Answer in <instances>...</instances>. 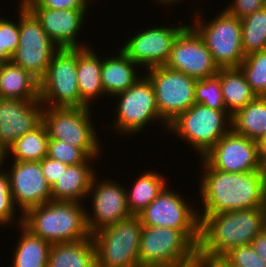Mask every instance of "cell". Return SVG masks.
Wrapping results in <instances>:
<instances>
[{"label": "cell", "instance_id": "obj_1", "mask_svg": "<svg viewBox=\"0 0 266 267\" xmlns=\"http://www.w3.org/2000/svg\"><path fill=\"white\" fill-rule=\"evenodd\" d=\"M199 161L203 170L199 180L203 209H197L199 217L266 206L261 170L230 173L213 169L203 158Z\"/></svg>", "mask_w": 266, "mask_h": 267}, {"label": "cell", "instance_id": "obj_2", "mask_svg": "<svg viewBox=\"0 0 266 267\" xmlns=\"http://www.w3.org/2000/svg\"><path fill=\"white\" fill-rule=\"evenodd\" d=\"M198 258L221 259L237 246L250 245L266 228V206L200 216Z\"/></svg>", "mask_w": 266, "mask_h": 267}, {"label": "cell", "instance_id": "obj_3", "mask_svg": "<svg viewBox=\"0 0 266 267\" xmlns=\"http://www.w3.org/2000/svg\"><path fill=\"white\" fill-rule=\"evenodd\" d=\"M22 225L50 244L91 236L86 225V208L80 202L51 200L32 207L22 215Z\"/></svg>", "mask_w": 266, "mask_h": 267}, {"label": "cell", "instance_id": "obj_4", "mask_svg": "<svg viewBox=\"0 0 266 267\" xmlns=\"http://www.w3.org/2000/svg\"><path fill=\"white\" fill-rule=\"evenodd\" d=\"M200 230L143 226L139 267H192L198 259Z\"/></svg>", "mask_w": 266, "mask_h": 267}, {"label": "cell", "instance_id": "obj_5", "mask_svg": "<svg viewBox=\"0 0 266 267\" xmlns=\"http://www.w3.org/2000/svg\"><path fill=\"white\" fill-rule=\"evenodd\" d=\"M143 224L133 216L91 234L97 267H139V247Z\"/></svg>", "mask_w": 266, "mask_h": 267}, {"label": "cell", "instance_id": "obj_6", "mask_svg": "<svg viewBox=\"0 0 266 267\" xmlns=\"http://www.w3.org/2000/svg\"><path fill=\"white\" fill-rule=\"evenodd\" d=\"M197 12L191 27L204 41L218 68L239 67L245 58L241 19L223 9L215 18L206 22Z\"/></svg>", "mask_w": 266, "mask_h": 267}, {"label": "cell", "instance_id": "obj_7", "mask_svg": "<svg viewBox=\"0 0 266 267\" xmlns=\"http://www.w3.org/2000/svg\"><path fill=\"white\" fill-rule=\"evenodd\" d=\"M91 107H44L42 122L49 139L80 148L88 157H99L101 141L92 120ZM93 123V124H92Z\"/></svg>", "mask_w": 266, "mask_h": 267}, {"label": "cell", "instance_id": "obj_8", "mask_svg": "<svg viewBox=\"0 0 266 267\" xmlns=\"http://www.w3.org/2000/svg\"><path fill=\"white\" fill-rule=\"evenodd\" d=\"M230 129L231 115L227 111L195 103L171 122L167 130L191 145L202 158Z\"/></svg>", "mask_w": 266, "mask_h": 267}, {"label": "cell", "instance_id": "obj_9", "mask_svg": "<svg viewBox=\"0 0 266 267\" xmlns=\"http://www.w3.org/2000/svg\"><path fill=\"white\" fill-rule=\"evenodd\" d=\"M39 100L44 107H80L77 48H62L39 80Z\"/></svg>", "mask_w": 266, "mask_h": 267}, {"label": "cell", "instance_id": "obj_10", "mask_svg": "<svg viewBox=\"0 0 266 267\" xmlns=\"http://www.w3.org/2000/svg\"><path fill=\"white\" fill-rule=\"evenodd\" d=\"M113 97L119 100L115 108V121L109 125L119 135L133 136L144 130L149 123L160 120V124L163 122L164 128L168 129V125L159 116L152 83L145 75L127 90Z\"/></svg>", "mask_w": 266, "mask_h": 267}, {"label": "cell", "instance_id": "obj_11", "mask_svg": "<svg viewBox=\"0 0 266 267\" xmlns=\"http://www.w3.org/2000/svg\"><path fill=\"white\" fill-rule=\"evenodd\" d=\"M18 4L19 46L11 61L40 80L60 48L49 38L34 14L23 3Z\"/></svg>", "mask_w": 266, "mask_h": 267}, {"label": "cell", "instance_id": "obj_12", "mask_svg": "<svg viewBox=\"0 0 266 267\" xmlns=\"http://www.w3.org/2000/svg\"><path fill=\"white\" fill-rule=\"evenodd\" d=\"M146 71L144 75L151 81L155 91L159 116L167 125L196 103L197 79L166 66H155Z\"/></svg>", "mask_w": 266, "mask_h": 267}, {"label": "cell", "instance_id": "obj_13", "mask_svg": "<svg viewBox=\"0 0 266 267\" xmlns=\"http://www.w3.org/2000/svg\"><path fill=\"white\" fill-rule=\"evenodd\" d=\"M213 169L230 173L261 170L260 143L230 129L203 157Z\"/></svg>", "mask_w": 266, "mask_h": 267}, {"label": "cell", "instance_id": "obj_14", "mask_svg": "<svg viewBox=\"0 0 266 267\" xmlns=\"http://www.w3.org/2000/svg\"><path fill=\"white\" fill-rule=\"evenodd\" d=\"M179 25V26H177ZM168 27L156 25L144 28L130 36L120 49L136 64L145 70L164 66L169 59L172 45L178 34L187 26L183 23Z\"/></svg>", "mask_w": 266, "mask_h": 267}, {"label": "cell", "instance_id": "obj_15", "mask_svg": "<svg viewBox=\"0 0 266 267\" xmlns=\"http://www.w3.org/2000/svg\"><path fill=\"white\" fill-rule=\"evenodd\" d=\"M164 66L197 80L214 76L219 71L204 41L189 24L174 40Z\"/></svg>", "mask_w": 266, "mask_h": 267}, {"label": "cell", "instance_id": "obj_16", "mask_svg": "<svg viewBox=\"0 0 266 267\" xmlns=\"http://www.w3.org/2000/svg\"><path fill=\"white\" fill-rule=\"evenodd\" d=\"M96 176L92 179L88 192L91 195L87 196H92L91 202H93L92 215L86 210V225L90 234L131 216L127 204L126 187L111 179L97 181Z\"/></svg>", "mask_w": 266, "mask_h": 267}, {"label": "cell", "instance_id": "obj_17", "mask_svg": "<svg viewBox=\"0 0 266 267\" xmlns=\"http://www.w3.org/2000/svg\"><path fill=\"white\" fill-rule=\"evenodd\" d=\"M167 185L138 215L143 226L169 227L175 230H200L198 210ZM187 202V203H186Z\"/></svg>", "mask_w": 266, "mask_h": 267}, {"label": "cell", "instance_id": "obj_18", "mask_svg": "<svg viewBox=\"0 0 266 267\" xmlns=\"http://www.w3.org/2000/svg\"><path fill=\"white\" fill-rule=\"evenodd\" d=\"M7 169L13 203L23 215L28 209L53 200L52 188L43 174L40 161H11Z\"/></svg>", "mask_w": 266, "mask_h": 267}, {"label": "cell", "instance_id": "obj_19", "mask_svg": "<svg viewBox=\"0 0 266 267\" xmlns=\"http://www.w3.org/2000/svg\"><path fill=\"white\" fill-rule=\"evenodd\" d=\"M40 100L0 98V144L7 150L16 139L42 123Z\"/></svg>", "mask_w": 266, "mask_h": 267}, {"label": "cell", "instance_id": "obj_20", "mask_svg": "<svg viewBox=\"0 0 266 267\" xmlns=\"http://www.w3.org/2000/svg\"><path fill=\"white\" fill-rule=\"evenodd\" d=\"M38 19L49 38L60 48H83V42H77L84 25L83 21L89 9H49L27 7ZM80 43V44H79Z\"/></svg>", "mask_w": 266, "mask_h": 267}, {"label": "cell", "instance_id": "obj_21", "mask_svg": "<svg viewBox=\"0 0 266 267\" xmlns=\"http://www.w3.org/2000/svg\"><path fill=\"white\" fill-rule=\"evenodd\" d=\"M99 157H89L84 163L68 165L58 181L52 187L54 201L80 202L87 199L92 179L97 174L91 162ZM91 160V161H90Z\"/></svg>", "mask_w": 266, "mask_h": 267}, {"label": "cell", "instance_id": "obj_22", "mask_svg": "<svg viewBox=\"0 0 266 267\" xmlns=\"http://www.w3.org/2000/svg\"><path fill=\"white\" fill-rule=\"evenodd\" d=\"M102 59L90 47L77 48V77L80 93V107H90V103L105 96L102 87ZM100 95V96H99Z\"/></svg>", "mask_w": 266, "mask_h": 267}, {"label": "cell", "instance_id": "obj_23", "mask_svg": "<svg viewBox=\"0 0 266 267\" xmlns=\"http://www.w3.org/2000/svg\"><path fill=\"white\" fill-rule=\"evenodd\" d=\"M134 63L121 49L116 56L104 58L101 65L102 87L105 95L112 97L127 90L143 76H139Z\"/></svg>", "mask_w": 266, "mask_h": 267}, {"label": "cell", "instance_id": "obj_24", "mask_svg": "<svg viewBox=\"0 0 266 267\" xmlns=\"http://www.w3.org/2000/svg\"><path fill=\"white\" fill-rule=\"evenodd\" d=\"M0 98L39 100V80L12 61L0 63Z\"/></svg>", "mask_w": 266, "mask_h": 267}, {"label": "cell", "instance_id": "obj_25", "mask_svg": "<svg viewBox=\"0 0 266 267\" xmlns=\"http://www.w3.org/2000/svg\"><path fill=\"white\" fill-rule=\"evenodd\" d=\"M47 267H97L91 236L80 241L51 244Z\"/></svg>", "mask_w": 266, "mask_h": 267}, {"label": "cell", "instance_id": "obj_26", "mask_svg": "<svg viewBox=\"0 0 266 267\" xmlns=\"http://www.w3.org/2000/svg\"><path fill=\"white\" fill-rule=\"evenodd\" d=\"M15 224L20 229V238L13 254L11 267H47L51 244L33 235L22 225V215Z\"/></svg>", "mask_w": 266, "mask_h": 267}, {"label": "cell", "instance_id": "obj_27", "mask_svg": "<svg viewBox=\"0 0 266 267\" xmlns=\"http://www.w3.org/2000/svg\"><path fill=\"white\" fill-rule=\"evenodd\" d=\"M231 129L261 143L266 137V97H256L231 116Z\"/></svg>", "mask_w": 266, "mask_h": 267}, {"label": "cell", "instance_id": "obj_28", "mask_svg": "<svg viewBox=\"0 0 266 267\" xmlns=\"http://www.w3.org/2000/svg\"><path fill=\"white\" fill-rule=\"evenodd\" d=\"M219 81L227 112L231 116L257 97L239 67L220 68Z\"/></svg>", "mask_w": 266, "mask_h": 267}, {"label": "cell", "instance_id": "obj_29", "mask_svg": "<svg viewBox=\"0 0 266 267\" xmlns=\"http://www.w3.org/2000/svg\"><path fill=\"white\" fill-rule=\"evenodd\" d=\"M164 175L158 171L148 170L141 173L133 182L132 187H126L127 204L130 214L138 216L168 185ZM129 190V191H128Z\"/></svg>", "mask_w": 266, "mask_h": 267}, {"label": "cell", "instance_id": "obj_30", "mask_svg": "<svg viewBox=\"0 0 266 267\" xmlns=\"http://www.w3.org/2000/svg\"><path fill=\"white\" fill-rule=\"evenodd\" d=\"M48 132L43 122L31 132L26 133L8 147L7 158L13 161H41L47 156ZM14 157V158H13Z\"/></svg>", "mask_w": 266, "mask_h": 267}, {"label": "cell", "instance_id": "obj_31", "mask_svg": "<svg viewBox=\"0 0 266 267\" xmlns=\"http://www.w3.org/2000/svg\"><path fill=\"white\" fill-rule=\"evenodd\" d=\"M242 47L246 55L266 50V6L241 19Z\"/></svg>", "mask_w": 266, "mask_h": 267}, {"label": "cell", "instance_id": "obj_32", "mask_svg": "<svg viewBox=\"0 0 266 267\" xmlns=\"http://www.w3.org/2000/svg\"><path fill=\"white\" fill-rule=\"evenodd\" d=\"M239 68L252 91L258 97H266V50L246 55Z\"/></svg>", "mask_w": 266, "mask_h": 267}, {"label": "cell", "instance_id": "obj_33", "mask_svg": "<svg viewBox=\"0 0 266 267\" xmlns=\"http://www.w3.org/2000/svg\"><path fill=\"white\" fill-rule=\"evenodd\" d=\"M195 102L214 110L227 111L219 81V71L214 76L196 81Z\"/></svg>", "mask_w": 266, "mask_h": 267}, {"label": "cell", "instance_id": "obj_34", "mask_svg": "<svg viewBox=\"0 0 266 267\" xmlns=\"http://www.w3.org/2000/svg\"><path fill=\"white\" fill-rule=\"evenodd\" d=\"M19 46V22L0 17V62L11 61Z\"/></svg>", "mask_w": 266, "mask_h": 267}, {"label": "cell", "instance_id": "obj_35", "mask_svg": "<svg viewBox=\"0 0 266 267\" xmlns=\"http://www.w3.org/2000/svg\"><path fill=\"white\" fill-rule=\"evenodd\" d=\"M47 156L66 165L82 164L89 158L80 148L55 139L48 140Z\"/></svg>", "mask_w": 266, "mask_h": 267}, {"label": "cell", "instance_id": "obj_36", "mask_svg": "<svg viewBox=\"0 0 266 267\" xmlns=\"http://www.w3.org/2000/svg\"><path fill=\"white\" fill-rule=\"evenodd\" d=\"M221 260L229 267H266V263L255 253L251 245L237 246Z\"/></svg>", "mask_w": 266, "mask_h": 267}, {"label": "cell", "instance_id": "obj_37", "mask_svg": "<svg viewBox=\"0 0 266 267\" xmlns=\"http://www.w3.org/2000/svg\"><path fill=\"white\" fill-rule=\"evenodd\" d=\"M13 203L12 195L10 192V180L6 170L0 171V227H9L7 225L11 224L13 226L15 213L18 210ZM9 223V224H8Z\"/></svg>", "mask_w": 266, "mask_h": 267}, {"label": "cell", "instance_id": "obj_38", "mask_svg": "<svg viewBox=\"0 0 266 267\" xmlns=\"http://www.w3.org/2000/svg\"><path fill=\"white\" fill-rule=\"evenodd\" d=\"M26 7L49 9H88L89 0H20Z\"/></svg>", "mask_w": 266, "mask_h": 267}, {"label": "cell", "instance_id": "obj_39", "mask_svg": "<svg viewBox=\"0 0 266 267\" xmlns=\"http://www.w3.org/2000/svg\"><path fill=\"white\" fill-rule=\"evenodd\" d=\"M266 6V0H232L225 10L240 19Z\"/></svg>", "mask_w": 266, "mask_h": 267}, {"label": "cell", "instance_id": "obj_40", "mask_svg": "<svg viewBox=\"0 0 266 267\" xmlns=\"http://www.w3.org/2000/svg\"><path fill=\"white\" fill-rule=\"evenodd\" d=\"M41 167L43 170V174L45 176L46 181L48 184L53 187V185L58 181V178L62 175V173L66 170V164L62 163L53 158H49L46 156L41 161Z\"/></svg>", "mask_w": 266, "mask_h": 267}, {"label": "cell", "instance_id": "obj_41", "mask_svg": "<svg viewBox=\"0 0 266 267\" xmlns=\"http://www.w3.org/2000/svg\"><path fill=\"white\" fill-rule=\"evenodd\" d=\"M255 253L266 263V228H264L250 244Z\"/></svg>", "mask_w": 266, "mask_h": 267}, {"label": "cell", "instance_id": "obj_42", "mask_svg": "<svg viewBox=\"0 0 266 267\" xmlns=\"http://www.w3.org/2000/svg\"><path fill=\"white\" fill-rule=\"evenodd\" d=\"M196 266L197 267H229L221 259H203V258L197 259Z\"/></svg>", "mask_w": 266, "mask_h": 267}, {"label": "cell", "instance_id": "obj_43", "mask_svg": "<svg viewBox=\"0 0 266 267\" xmlns=\"http://www.w3.org/2000/svg\"><path fill=\"white\" fill-rule=\"evenodd\" d=\"M262 153V163H261V171L263 176V182H264V192L266 195V152Z\"/></svg>", "mask_w": 266, "mask_h": 267}, {"label": "cell", "instance_id": "obj_44", "mask_svg": "<svg viewBox=\"0 0 266 267\" xmlns=\"http://www.w3.org/2000/svg\"><path fill=\"white\" fill-rule=\"evenodd\" d=\"M5 158H7V151H6V149L0 144V171L2 170V166H3V168H4V162H5V160H7V159H5Z\"/></svg>", "mask_w": 266, "mask_h": 267}, {"label": "cell", "instance_id": "obj_45", "mask_svg": "<svg viewBox=\"0 0 266 267\" xmlns=\"http://www.w3.org/2000/svg\"><path fill=\"white\" fill-rule=\"evenodd\" d=\"M156 1V3H159V4H162V6L164 7V6H172V5H174V4H176V3H178V2H181L180 0H155Z\"/></svg>", "mask_w": 266, "mask_h": 267}, {"label": "cell", "instance_id": "obj_46", "mask_svg": "<svg viewBox=\"0 0 266 267\" xmlns=\"http://www.w3.org/2000/svg\"><path fill=\"white\" fill-rule=\"evenodd\" d=\"M261 152H266V137L264 140L260 143Z\"/></svg>", "mask_w": 266, "mask_h": 267}]
</instances>
